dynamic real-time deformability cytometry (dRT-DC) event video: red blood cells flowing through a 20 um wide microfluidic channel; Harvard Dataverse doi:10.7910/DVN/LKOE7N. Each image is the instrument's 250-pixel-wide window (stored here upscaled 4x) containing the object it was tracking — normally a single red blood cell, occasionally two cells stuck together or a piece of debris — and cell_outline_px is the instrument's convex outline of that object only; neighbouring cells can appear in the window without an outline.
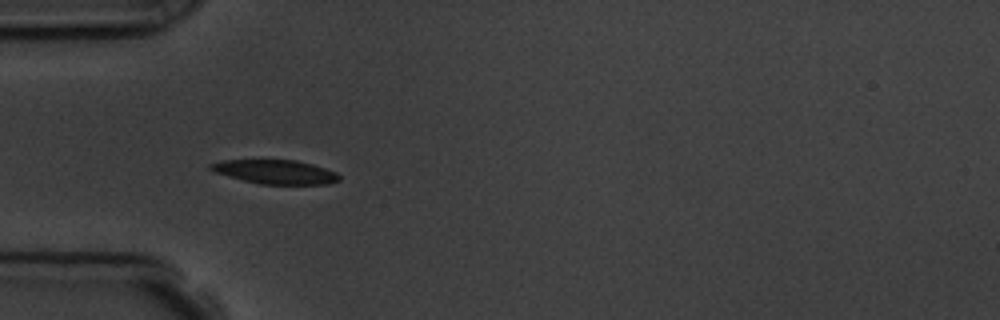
{"species": "common noctule bat (a hibernating species)", "species_latin": "Nyctalus noctula", "temperature_condition": "room temperature", "stored_images_in_passage": 6, "camera_frame_rate_fps": 3000, "um_per_image_px": 0.085, "animal": {"sex": "male", "body_mass_g": 19.5, "forearm_length_mm": 54.6}, "frame": {"image": 1, "passage_image": 5, "time_ms": 5.333, "image_size_px": [1000, 320], "cell_outline_px": [[340, 180], [328, 184], [260, 184], [228, 176], [216, 172], [208, 168], [208, 164], [220, 160], [296, 160], [312, 164], [336, 172], [340, 176]], "centroid_in_image_um": [23.4, 14.6], "position_along_channel_um": 61.6, "area_um2": 17.92}}